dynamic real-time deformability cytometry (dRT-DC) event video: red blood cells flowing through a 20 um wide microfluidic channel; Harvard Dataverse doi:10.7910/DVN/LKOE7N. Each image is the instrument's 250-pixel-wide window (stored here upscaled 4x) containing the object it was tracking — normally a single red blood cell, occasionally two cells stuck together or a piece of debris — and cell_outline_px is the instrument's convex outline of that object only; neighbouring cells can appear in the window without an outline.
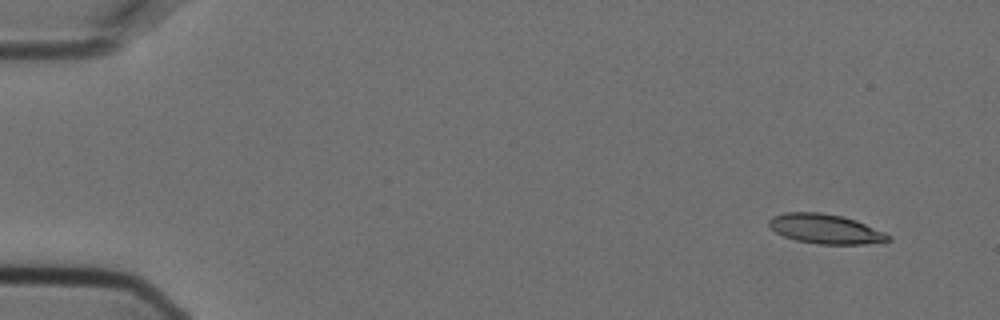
{"species": "Egyptian fruit bat (a non-hibernating species)", "species_latin": "Rousettus aegyptiacus", "temperature_condition": "cold", "stored_images_in_passage": 4, "camera_frame_rate_fps": 3000, "um_per_image_px": 0.085, "animal": {"sex": "female"}, "frame": {"image": 1, "passage_image": 1, "time_ms": 0.0, "image_size_px": [1000, 320], "cell_outline_px": [[892, 240], [864, 244], [820, 244], [796, 240], [784, 236], [776, 232], [768, 224], [768, 220], [772, 216], [784, 212], [820, 212], [844, 216], [856, 220], [884, 232], [892, 236]], "centroid_in_image_um": [70.16, 19.45], "position_along_channel_um": 14.8, "area_um2": 20.58}}